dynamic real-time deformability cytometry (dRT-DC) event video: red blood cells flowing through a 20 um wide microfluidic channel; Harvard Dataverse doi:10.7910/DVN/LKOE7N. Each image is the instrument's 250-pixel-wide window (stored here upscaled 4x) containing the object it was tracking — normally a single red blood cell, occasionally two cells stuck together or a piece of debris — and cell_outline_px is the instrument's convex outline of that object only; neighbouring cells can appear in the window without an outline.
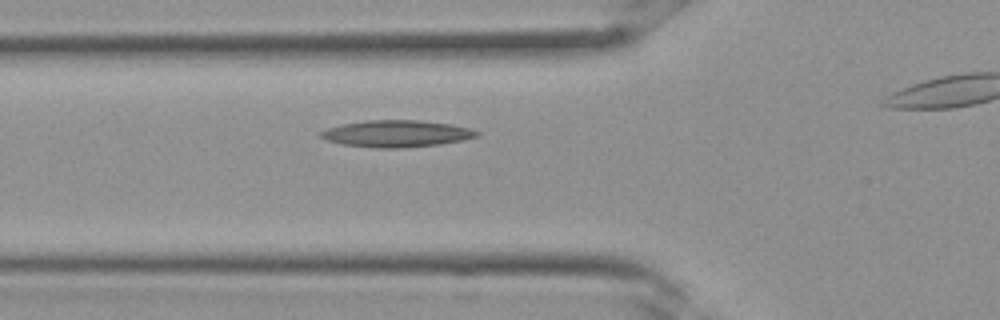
{"species": "Egyptian fruit bat (a non-hibernating species)", "species_latin": "Rousettus aegyptiacus", "temperature_condition": "room temperature", "stored_images_in_passage": 19, "camera_frame_rate_fps": 3000, "um_per_image_px": 0.085, "frame": {"image": 1, "passage_image": 6, "time_ms": 1.667, "image_size_px": [1000, 320], "cell_outline_px": [[472, 132], [468, 136], [452, 140], [428, 144], [356, 144], [336, 140], [328, 136], [344, 128], [356, 124], [436, 124], [456, 128]], "centroid_in_image_um": [33.86, 11.39], "position_along_channel_um": 91.9, "area_um2": 16.76}}
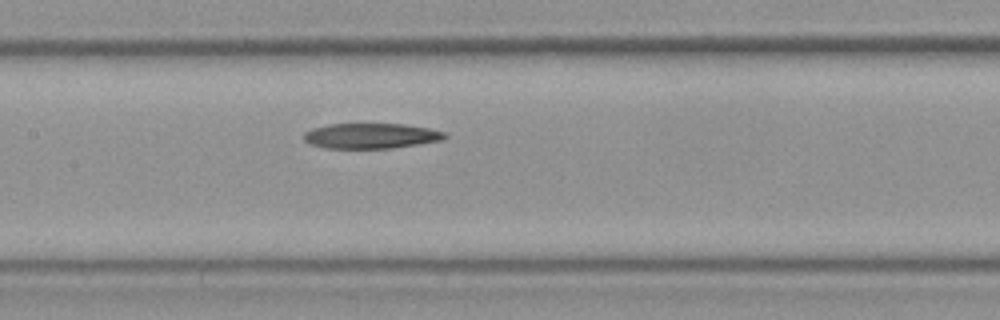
{"frame": {"image": 2, "passage_image": 10, "time_ms": 3.0, "image_size_px": [1000, 320], "cell_outline_px": [[444, 136], [432, 140], [408, 144], [376, 148], [340, 148], [320, 144], [308, 140], [308, 136], [312, 132], [324, 128], [344, 124], [388, 124], [416, 128], [436, 132]], "centroid_in_image_um": [31.5, 11.55], "position_along_channel_um": 175.9, "area_um2": 17.46}}
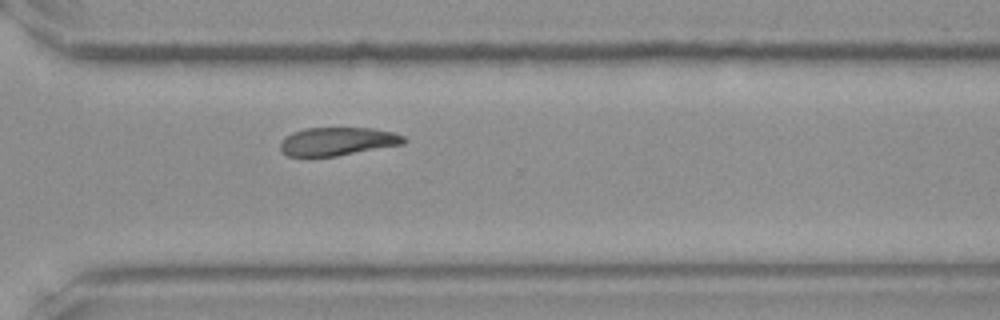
{"frame": {"image": 3, "passage_image": 18, "time_ms": 5.667, "image_size_px": [1000, 320], "cell_outline_px": [[404, 140], [392, 144], [332, 156], [292, 156], [284, 152], [284, 144], [292, 136], [300, 132], [316, 128], [352, 128], [384, 132], [400, 136]], "centroid_in_image_um": [28.61, 12.03], "position_along_channel_um": 342.0, "area_um2": 17.63}}